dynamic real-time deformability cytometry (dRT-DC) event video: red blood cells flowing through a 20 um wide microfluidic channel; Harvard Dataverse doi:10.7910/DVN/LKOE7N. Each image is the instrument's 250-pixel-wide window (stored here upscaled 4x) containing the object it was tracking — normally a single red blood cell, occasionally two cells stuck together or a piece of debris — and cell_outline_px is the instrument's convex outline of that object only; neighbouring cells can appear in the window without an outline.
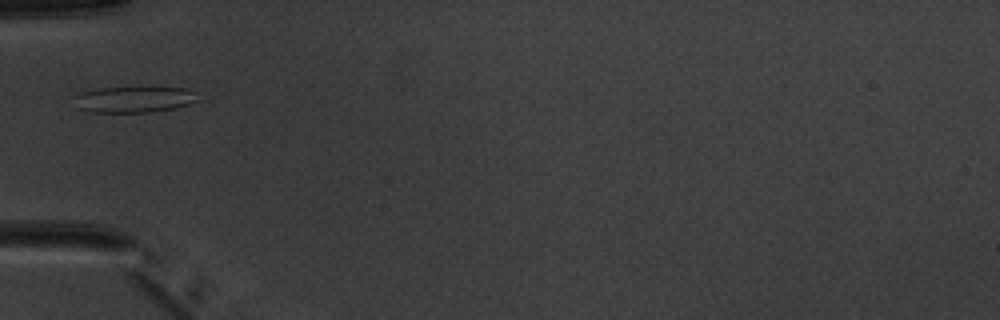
{"species": "common noctule bat (a hibernating species)", "species_latin": "Nyctalus noctula", "temperature_condition": "warm", "stored_images_in_passage": 3, "camera_frame_rate_fps": 3000, "um_per_image_px": 0.085, "animal": {"sex": "male", "body_mass_g": 20.1, "forearm_length_mm": 53.5}, "frame": {"image": 1, "passage_image": 3, "time_ms": 3.0, "image_size_px": [1000, 320], "cell_outline_px": [[200, 100], [176, 108], [148, 112], [92, 112], [80, 108], [76, 96], [84, 92], [96, 88], [188, 88], [200, 92]], "centroid_in_image_um": [11.56, 8.45], "position_along_channel_um": 73.4, "area_um2": 18.55}}